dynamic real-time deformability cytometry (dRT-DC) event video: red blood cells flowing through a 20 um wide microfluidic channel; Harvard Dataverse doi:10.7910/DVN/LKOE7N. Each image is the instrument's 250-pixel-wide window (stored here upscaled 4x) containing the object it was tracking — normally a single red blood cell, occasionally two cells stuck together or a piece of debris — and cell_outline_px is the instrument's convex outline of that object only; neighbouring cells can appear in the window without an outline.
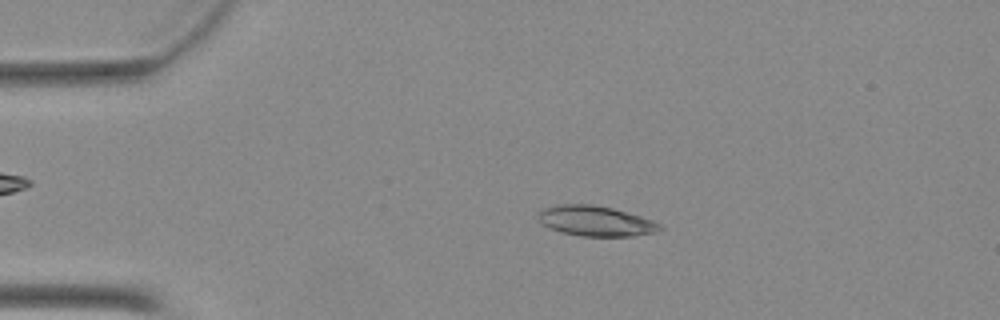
{"species": "Egyptian fruit bat (a non-hibernating species)", "species_latin": "Rousettus aegyptiacus", "temperature_condition": "warm", "stored_images_in_passage": 50, "camera_frame_rate_fps": 3000, "um_per_image_px": 0.085, "animal": {"sex": "female"}, "frame": {"image": 1, "passage_image": 10, "time_ms": 3.0, "image_size_px": [1000, 320], "cell_outline_px": [[664, 228], [656, 232], [632, 236], [580, 236], [564, 232], [552, 228], [544, 224], [536, 216], [536, 212], [544, 208], [560, 204], [592, 204], [612, 208], [640, 216], [652, 220], [660, 224]], "centroid_in_image_um": [50.64, 18.78], "position_along_channel_um": 34.4, "area_um2": 21.27}}
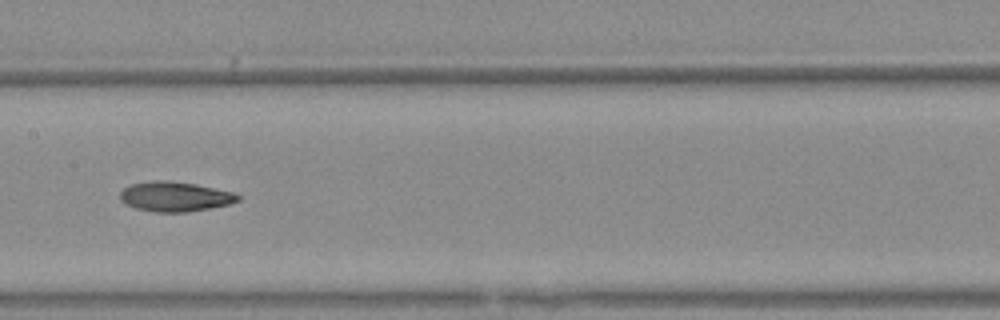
{"frame": {"image": 2, "passage_image": 25, "time_ms": 8.0, "image_size_px": [1000, 320], "cell_outline_px": [[240, 200], [228, 204], [212, 208], [188, 212], [156, 212], [136, 208], [124, 204], [120, 200], [120, 192], [124, 188], [132, 184], [156, 180], [164, 180], [192, 184], [236, 192], [240, 196]], "centroid_in_image_um": [14.88, 16.72], "position_along_channel_um": 192.5, "area_um2": 20.4}}
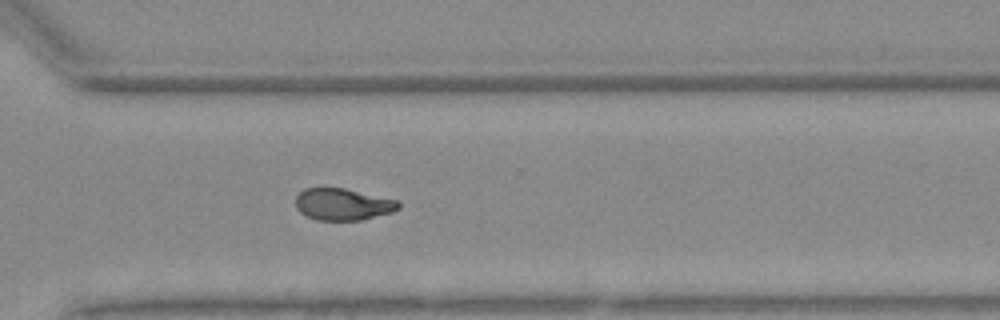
{"frame": {"image": 3, "passage_image": 36, "time_ms": 11.667, "image_size_px": [1000, 320], "cell_outline_px": [[400, 208], [392, 212], [360, 220], [316, 220], [300, 212], [296, 208], [296, 196], [304, 188], [344, 188], [396, 200], [400, 204]], "centroid_in_image_um": [29.12, 17.37], "position_along_channel_um": 341.5, "area_um2": 18.9}}